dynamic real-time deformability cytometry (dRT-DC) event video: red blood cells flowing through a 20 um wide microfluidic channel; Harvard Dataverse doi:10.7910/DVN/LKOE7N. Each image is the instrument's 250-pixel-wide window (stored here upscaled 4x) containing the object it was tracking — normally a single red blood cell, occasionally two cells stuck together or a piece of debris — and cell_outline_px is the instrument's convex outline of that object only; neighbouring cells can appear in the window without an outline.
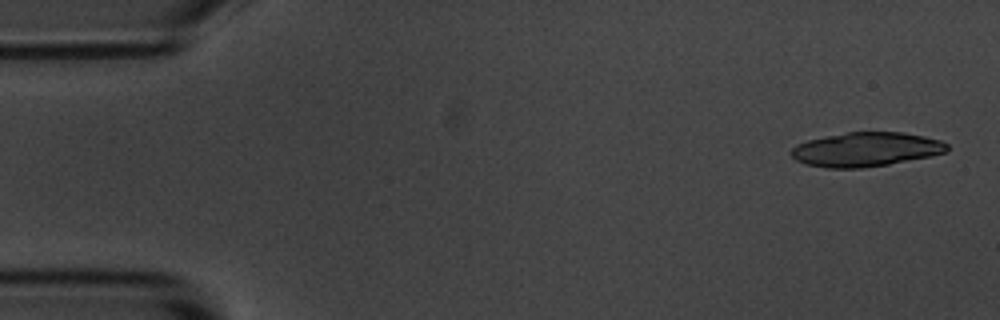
{"species": "common noctule bat (a hibernating species)", "species_latin": "Nyctalus noctula", "temperature_condition": "room temperature", "stored_images_in_passage": 3, "segment_of_instrument_passage": [2, 2], "camera_frame_rate_fps": 3000, "um_per_image_px": 0.085, "animal": {"sex": "male", "body_mass_g": 20.1, "forearm_length_mm": 53.5}, "frame": {"image": 1, "passage_image": 3, "time_ms": 2.333, "image_size_px": [1000, 320], "cell_outline_px": [[948, 152], [932, 156], [888, 164], [864, 168], [828, 168], [804, 164], [796, 160], [788, 152], [796, 144], [808, 140], [824, 136], [848, 132], [904, 132], [924, 136], [940, 140], [948, 144]], "centroid_in_image_um": [73.6, 12.7], "position_along_channel_um": 11.4, "area_um2": 31.33}}